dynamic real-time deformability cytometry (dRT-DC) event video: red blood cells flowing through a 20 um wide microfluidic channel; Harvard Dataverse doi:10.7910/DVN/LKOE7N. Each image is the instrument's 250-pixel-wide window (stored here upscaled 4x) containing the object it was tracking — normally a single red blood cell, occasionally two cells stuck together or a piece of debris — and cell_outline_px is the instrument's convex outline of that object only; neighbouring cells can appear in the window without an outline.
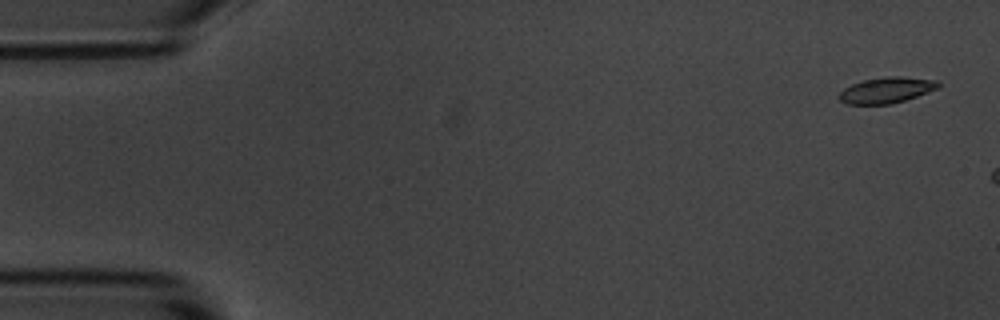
{"species": "common noctule bat (a hibernating species)", "species_latin": "Nyctalus noctula", "temperature_condition": "room temperature", "stored_images_in_passage": 3, "camera_frame_rate_fps": 3000, "um_per_image_px": 0.085, "animal": {"sex": "male", "body_mass_g": 20.1, "forearm_length_mm": 53.5}, "frame": {"image": 1, "passage_image": 1, "time_ms": 0.0, "image_size_px": [1000, 320], "cell_outline_px": [[940, 88], [892, 104], [848, 104], [840, 100], [836, 96], [844, 88], [852, 84], [864, 80], [884, 76], [900, 76], [936, 80], [940, 84]], "centroid_in_image_um": [75.34, 7.66], "position_along_channel_um": 9.7, "area_um2": 14.97}}